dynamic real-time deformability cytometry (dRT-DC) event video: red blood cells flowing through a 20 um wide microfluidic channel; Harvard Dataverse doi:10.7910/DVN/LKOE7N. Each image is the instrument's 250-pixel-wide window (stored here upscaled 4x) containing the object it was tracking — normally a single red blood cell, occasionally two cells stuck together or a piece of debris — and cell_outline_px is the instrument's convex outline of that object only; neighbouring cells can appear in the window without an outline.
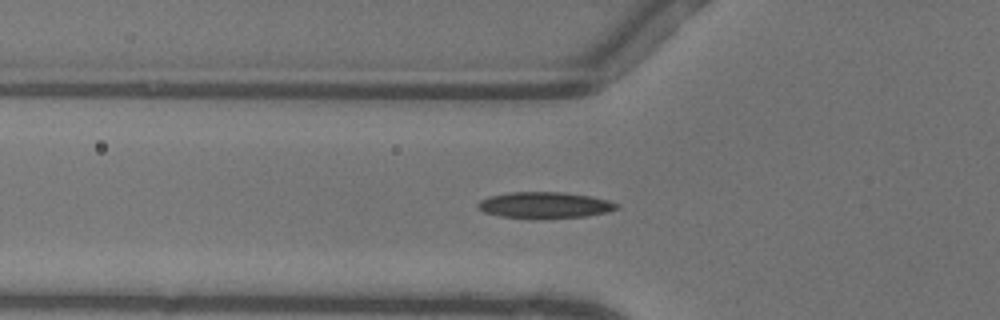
{"species": "common noctule bat (a hibernating species)", "species_latin": "Nyctalus noctula", "temperature_condition": "warm", "stored_images_in_passage": 49, "camera_frame_rate_fps": 3000, "um_per_image_px": 0.085, "animal": {"sex": "female"}, "frame": {"image": 1, "passage_image": 18, "time_ms": 5.667, "image_size_px": [1000, 320], "cell_outline_px": [[620, 208], [588, 216], [536, 220], [500, 216], [484, 212], [476, 208], [476, 204], [480, 200], [488, 196], [508, 192], [564, 192], [592, 196], [608, 200], [620, 204]], "centroid_in_image_um": [46.28, 17.45], "position_along_channel_um": 79.5, "area_um2": 21.85}}
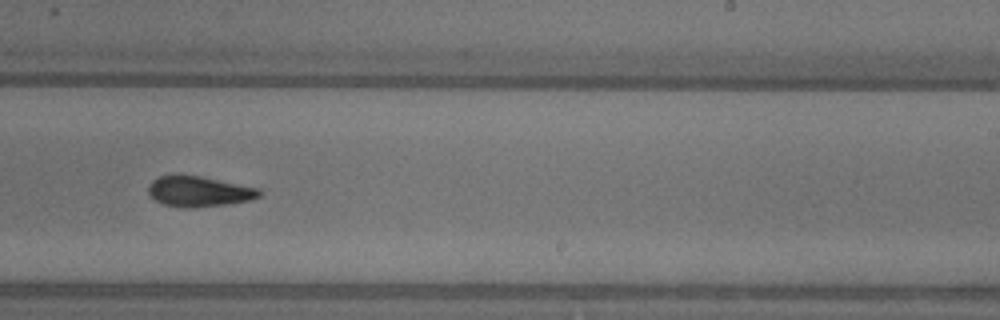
{"frame": {"image": 2, "passage_image": 32, "time_ms": 10.333, "image_size_px": [1000, 320], "cell_outline_px": [[260, 196], [252, 200], [224, 204], [192, 208], [180, 208], [164, 204], [156, 200], [148, 192], [148, 184], [152, 180], [160, 176], [176, 172], [180, 172], [200, 176], [256, 188], [260, 192]], "centroid_in_image_um": [16.82, 16.24], "position_along_channel_um": 272.2, "area_um2": 19.88}}
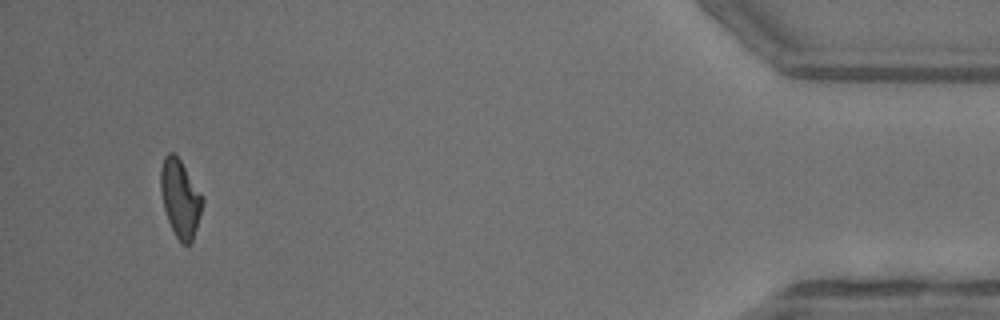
{"frame": {"image": 3, "passage_image": 48, "time_ms": 15.667, "image_size_px": [1000, 320], "cell_outline_px": [[204, 200], [200, 216], [192, 244], [184, 244], [176, 236], [168, 220], [164, 208], [160, 192], [160, 168], [164, 156], [168, 152], [172, 152], [180, 160], [204, 196]], "centroid_in_image_um": [15.32, 16.85], "position_along_channel_um": 419.9, "area_um2": 19.02}}